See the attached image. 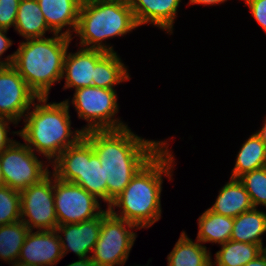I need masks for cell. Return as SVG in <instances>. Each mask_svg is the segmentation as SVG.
Here are the masks:
<instances>
[{
  "label": "cell",
  "instance_id": "cell-27",
  "mask_svg": "<svg viewBox=\"0 0 266 266\" xmlns=\"http://www.w3.org/2000/svg\"><path fill=\"white\" fill-rule=\"evenodd\" d=\"M238 179L248 192L253 207L266 209V166L247 172Z\"/></svg>",
  "mask_w": 266,
  "mask_h": 266
},
{
  "label": "cell",
  "instance_id": "cell-26",
  "mask_svg": "<svg viewBox=\"0 0 266 266\" xmlns=\"http://www.w3.org/2000/svg\"><path fill=\"white\" fill-rule=\"evenodd\" d=\"M29 231L21 220L0 225V261L9 266L18 262L21 247Z\"/></svg>",
  "mask_w": 266,
  "mask_h": 266
},
{
  "label": "cell",
  "instance_id": "cell-5",
  "mask_svg": "<svg viewBox=\"0 0 266 266\" xmlns=\"http://www.w3.org/2000/svg\"><path fill=\"white\" fill-rule=\"evenodd\" d=\"M139 26L128 0H83L72 40L87 49L116 52L108 39L125 37Z\"/></svg>",
  "mask_w": 266,
  "mask_h": 266
},
{
  "label": "cell",
  "instance_id": "cell-16",
  "mask_svg": "<svg viewBox=\"0 0 266 266\" xmlns=\"http://www.w3.org/2000/svg\"><path fill=\"white\" fill-rule=\"evenodd\" d=\"M75 52L68 49L63 67V91H72L83 87L92 86L95 74V64L107 53L98 49H87L77 46Z\"/></svg>",
  "mask_w": 266,
  "mask_h": 266
},
{
  "label": "cell",
  "instance_id": "cell-23",
  "mask_svg": "<svg viewBox=\"0 0 266 266\" xmlns=\"http://www.w3.org/2000/svg\"><path fill=\"white\" fill-rule=\"evenodd\" d=\"M126 66L117 52H107L96 64L92 86L115 89L117 85L131 80Z\"/></svg>",
  "mask_w": 266,
  "mask_h": 266
},
{
  "label": "cell",
  "instance_id": "cell-31",
  "mask_svg": "<svg viewBox=\"0 0 266 266\" xmlns=\"http://www.w3.org/2000/svg\"><path fill=\"white\" fill-rule=\"evenodd\" d=\"M13 124L15 127H17V123L14 121L0 117V153L5 150L7 147H9L14 141L15 138H10L9 135H17L18 136V130L10 132L11 128L10 125ZM9 132V133H8ZM9 134V135H8Z\"/></svg>",
  "mask_w": 266,
  "mask_h": 266
},
{
  "label": "cell",
  "instance_id": "cell-11",
  "mask_svg": "<svg viewBox=\"0 0 266 266\" xmlns=\"http://www.w3.org/2000/svg\"><path fill=\"white\" fill-rule=\"evenodd\" d=\"M54 203L58 225L80 223L99 216L102 203L80 185L54 176Z\"/></svg>",
  "mask_w": 266,
  "mask_h": 266
},
{
  "label": "cell",
  "instance_id": "cell-25",
  "mask_svg": "<svg viewBox=\"0 0 266 266\" xmlns=\"http://www.w3.org/2000/svg\"><path fill=\"white\" fill-rule=\"evenodd\" d=\"M220 250L211 258L213 266H245L260 255L261 245L229 240L219 245Z\"/></svg>",
  "mask_w": 266,
  "mask_h": 266
},
{
  "label": "cell",
  "instance_id": "cell-18",
  "mask_svg": "<svg viewBox=\"0 0 266 266\" xmlns=\"http://www.w3.org/2000/svg\"><path fill=\"white\" fill-rule=\"evenodd\" d=\"M248 192L238 178H229L218 191L215 202L208 209L216 214L235 218L253 209Z\"/></svg>",
  "mask_w": 266,
  "mask_h": 266
},
{
  "label": "cell",
  "instance_id": "cell-14",
  "mask_svg": "<svg viewBox=\"0 0 266 266\" xmlns=\"http://www.w3.org/2000/svg\"><path fill=\"white\" fill-rule=\"evenodd\" d=\"M63 258L56 230H30L21 247L18 262L33 266H56Z\"/></svg>",
  "mask_w": 266,
  "mask_h": 266
},
{
  "label": "cell",
  "instance_id": "cell-4",
  "mask_svg": "<svg viewBox=\"0 0 266 266\" xmlns=\"http://www.w3.org/2000/svg\"><path fill=\"white\" fill-rule=\"evenodd\" d=\"M72 38L52 34L20 40L12 63L38 97H50L52 86L61 84L64 59Z\"/></svg>",
  "mask_w": 266,
  "mask_h": 266
},
{
  "label": "cell",
  "instance_id": "cell-24",
  "mask_svg": "<svg viewBox=\"0 0 266 266\" xmlns=\"http://www.w3.org/2000/svg\"><path fill=\"white\" fill-rule=\"evenodd\" d=\"M266 166V146L256 132L242 143L236 154L235 165L230 172L231 178Z\"/></svg>",
  "mask_w": 266,
  "mask_h": 266
},
{
  "label": "cell",
  "instance_id": "cell-29",
  "mask_svg": "<svg viewBox=\"0 0 266 266\" xmlns=\"http://www.w3.org/2000/svg\"><path fill=\"white\" fill-rule=\"evenodd\" d=\"M20 0H0V28H14Z\"/></svg>",
  "mask_w": 266,
  "mask_h": 266
},
{
  "label": "cell",
  "instance_id": "cell-38",
  "mask_svg": "<svg viewBox=\"0 0 266 266\" xmlns=\"http://www.w3.org/2000/svg\"><path fill=\"white\" fill-rule=\"evenodd\" d=\"M10 266H33V265H26V264H23V263H20V262H16Z\"/></svg>",
  "mask_w": 266,
  "mask_h": 266
},
{
  "label": "cell",
  "instance_id": "cell-34",
  "mask_svg": "<svg viewBox=\"0 0 266 266\" xmlns=\"http://www.w3.org/2000/svg\"><path fill=\"white\" fill-rule=\"evenodd\" d=\"M245 266H266V254L262 252L255 259L248 262Z\"/></svg>",
  "mask_w": 266,
  "mask_h": 266
},
{
  "label": "cell",
  "instance_id": "cell-35",
  "mask_svg": "<svg viewBox=\"0 0 266 266\" xmlns=\"http://www.w3.org/2000/svg\"><path fill=\"white\" fill-rule=\"evenodd\" d=\"M66 266H96L90 257L79 258L77 261L69 263Z\"/></svg>",
  "mask_w": 266,
  "mask_h": 266
},
{
  "label": "cell",
  "instance_id": "cell-15",
  "mask_svg": "<svg viewBox=\"0 0 266 266\" xmlns=\"http://www.w3.org/2000/svg\"><path fill=\"white\" fill-rule=\"evenodd\" d=\"M137 25H152L173 35L182 0H128Z\"/></svg>",
  "mask_w": 266,
  "mask_h": 266
},
{
  "label": "cell",
  "instance_id": "cell-36",
  "mask_svg": "<svg viewBox=\"0 0 266 266\" xmlns=\"http://www.w3.org/2000/svg\"><path fill=\"white\" fill-rule=\"evenodd\" d=\"M261 128L256 130L255 132L257 135L260 137L261 141L265 144L266 146V116L264 117V120L262 121V126Z\"/></svg>",
  "mask_w": 266,
  "mask_h": 266
},
{
  "label": "cell",
  "instance_id": "cell-30",
  "mask_svg": "<svg viewBox=\"0 0 266 266\" xmlns=\"http://www.w3.org/2000/svg\"><path fill=\"white\" fill-rule=\"evenodd\" d=\"M248 7L251 16L266 33V0H242Z\"/></svg>",
  "mask_w": 266,
  "mask_h": 266
},
{
  "label": "cell",
  "instance_id": "cell-28",
  "mask_svg": "<svg viewBox=\"0 0 266 266\" xmlns=\"http://www.w3.org/2000/svg\"><path fill=\"white\" fill-rule=\"evenodd\" d=\"M20 191L0 187V225L20 221Z\"/></svg>",
  "mask_w": 266,
  "mask_h": 266
},
{
  "label": "cell",
  "instance_id": "cell-37",
  "mask_svg": "<svg viewBox=\"0 0 266 266\" xmlns=\"http://www.w3.org/2000/svg\"><path fill=\"white\" fill-rule=\"evenodd\" d=\"M4 186V179H3V172L1 168V162H0V187Z\"/></svg>",
  "mask_w": 266,
  "mask_h": 266
},
{
  "label": "cell",
  "instance_id": "cell-40",
  "mask_svg": "<svg viewBox=\"0 0 266 266\" xmlns=\"http://www.w3.org/2000/svg\"><path fill=\"white\" fill-rule=\"evenodd\" d=\"M262 250L266 254V246L265 245L263 246Z\"/></svg>",
  "mask_w": 266,
  "mask_h": 266
},
{
  "label": "cell",
  "instance_id": "cell-22",
  "mask_svg": "<svg viewBox=\"0 0 266 266\" xmlns=\"http://www.w3.org/2000/svg\"><path fill=\"white\" fill-rule=\"evenodd\" d=\"M266 234V212L253 208L234 218L230 240L256 245H265L263 235Z\"/></svg>",
  "mask_w": 266,
  "mask_h": 266
},
{
  "label": "cell",
  "instance_id": "cell-20",
  "mask_svg": "<svg viewBox=\"0 0 266 266\" xmlns=\"http://www.w3.org/2000/svg\"><path fill=\"white\" fill-rule=\"evenodd\" d=\"M14 30L24 40L43 38L47 33L54 34L48 27L37 0H20Z\"/></svg>",
  "mask_w": 266,
  "mask_h": 266
},
{
  "label": "cell",
  "instance_id": "cell-12",
  "mask_svg": "<svg viewBox=\"0 0 266 266\" xmlns=\"http://www.w3.org/2000/svg\"><path fill=\"white\" fill-rule=\"evenodd\" d=\"M38 98L12 65L0 67V117L18 125Z\"/></svg>",
  "mask_w": 266,
  "mask_h": 266
},
{
  "label": "cell",
  "instance_id": "cell-32",
  "mask_svg": "<svg viewBox=\"0 0 266 266\" xmlns=\"http://www.w3.org/2000/svg\"><path fill=\"white\" fill-rule=\"evenodd\" d=\"M8 31L9 30L7 29L0 28V64L2 66L12 65L15 57L14 51L3 58V55L7 52L8 48L14 44L13 40L7 36Z\"/></svg>",
  "mask_w": 266,
  "mask_h": 266
},
{
  "label": "cell",
  "instance_id": "cell-19",
  "mask_svg": "<svg viewBox=\"0 0 266 266\" xmlns=\"http://www.w3.org/2000/svg\"><path fill=\"white\" fill-rule=\"evenodd\" d=\"M210 249L198 240H192L186 231L182 230L179 239L166 257L167 266H210L212 264Z\"/></svg>",
  "mask_w": 266,
  "mask_h": 266
},
{
  "label": "cell",
  "instance_id": "cell-2",
  "mask_svg": "<svg viewBox=\"0 0 266 266\" xmlns=\"http://www.w3.org/2000/svg\"><path fill=\"white\" fill-rule=\"evenodd\" d=\"M169 147L168 142L136 173L123 192L107 207L111 214L140 230L150 229L162 218V185L164 178L174 179L173 172L177 165L174 151Z\"/></svg>",
  "mask_w": 266,
  "mask_h": 266
},
{
  "label": "cell",
  "instance_id": "cell-21",
  "mask_svg": "<svg viewBox=\"0 0 266 266\" xmlns=\"http://www.w3.org/2000/svg\"><path fill=\"white\" fill-rule=\"evenodd\" d=\"M234 218L216 214L208 208L197 219L196 240L205 247L206 243L218 246L230 240Z\"/></svg>",
  "mask_w": 266,
  "mask_h": 266
},
{
  "label": "cell",
  "instance_id": "cell-10",
  "mask_svg": "<svg viewBox=\"0 0 266 266\" xmlns=\"http://www.w3.org/2000/svg\"><path fill=\"white\" fill-rule=\"evenodd\" d=\"M20 220L29 230H56L54 175L20 191Z\"/></svg>",
  "mask_w": 266,
  "mask_h": 266
},
{
  "label": "cell",
  "instance_id": "cell-6",
  "mask_svg": "<svg viewBox=\"0 0 266 266\" xmlns=\"http://www.w3.org/2000/svg\"><path fill=\"white\" fill-rule=\"evenodd\" d=\"M51 173L58 179L80 185L107 208V182L101 161L92 145L82 137L65 149L52 163Z\"/></svg>",
  "mask_w": 266,
  "mask_h": 266
},
{
  "label": "cell",
  "instance_id": "cell-7",
  "mask_svg": "<svg viewBox=\"0 0 266 266\" xmlns=\"http://www.w3.org/2000/svg\"><path fill=\"white\" fill-rule=\"evenodd\" d=\"M63 100L70 108H74L78 120L86 121L81 127L85 133L92 130L121 129L128 124L118 115L120 104L116 89L95 86L83 87L74 91L73 98Z\"/></svg>",
  "mask_w": 266,
  "mask_h": 266
},
{
  "label": "cell",
  "instance_id": "cell-33",
  "mask_svg": "<svg viewBox=\"0 0 266 266\" xmlns=\"http://www.w3.org/2000/svg\"><path fill=\"white\" fill-rule=\"evenodd\" d=\"M189 2L187 3L186 6L190 5H202V6H216L220 4H224L228 0H188Z\"/></svg>",
  "mask_w": 266,
  "mask_h": 266
},
{
  "label": "cell",
  "instance_id": "cell-3",
  "mask_svg": "<svg viewBox=\"0 0 266 266\" xmlns=\"http://www.w3.org/2000/svg\"><path fill=\"white\" fill-rule=\"evenodd\" d=\"M49 97H39L23 118L19 138L37 155L50 164L68 147L83 136L80 128H73L70 108L64 101L48 102Z\"/></svg>",
  "mask_w": 266,
  "mask_h": 266
},
{
  "label": "cell",
  "instance_id": "cell-8",
  "mask_svg": "<svg viewBox=\"0 0 266 266\" xmlns=\"http://www.w3.org/2000/svg\"><path fill=\"white\" fill-rule=\"evenodd\" d=\"M140 229L110 212L102 219L99 238L90 259L96 266H122L129 259ZM136 231V232H135Z\"/></svg>",
  "mask_w": 266,
  "mask_h": 266
},
{
  "label": "cell",
  "instance_id": "cell-9",
  "mask_svg": "<svg viewBox=\"0 0 266 266\" xmlns=\"http://www.w3.org/2000/svg\"><path fill=\"white\" fill-rule=\"evenodd\" d=\"M0 162L4 185L17 191L39 183L51 173L47 160L17 140L0 153Z\"/></svg>",
  "mask_w": 266,
  "mask_h": 266
},
{
  "label": "cell",
  "instance_id": "cell-13",
  "mask_svg": "<svg viewBox=\"0 0 266 266\" xmlns=\"http://www.w3.org/2000/svg\"><path fill=\"white\" fill-rule=\"evenodd\" d=\"M109 213L108 208L97 217L80 223L57 225L63 257L73 252L78 259L90 257L99 238L102 219Z\"/></svg>",
  "mask_w": 266,
  "mask_h": 266
},
{
  "label": "cell",
  "instance_id": "cell-1",
  "mask_svg": "<svg viewBox=\"0 0 266 266\" xmlns=\"http://www.w3.org/2000/svg\"><path fill=\"white\" fill-rule=\"evenodd\" d=\"M101 161L107 182V207L171 139H146L129 126L112 130H92L83 136ZM169 139V140H168Z\"/></svg>",
  "mask_w": 266,
  "mask_h": 266
},
{
  "label": "cell",
  "instance_id": "cell-17",
  "mask_svg": "<svg viewBox=\"0 0 266 266\" xmlns=\"http://www.w3.org/2000/svg\"><path fill=\"white\" fill-rule=\"evenodd\" d=\"M83 0H37L48 27L55 33L73 36ZM65 28V29H64Z\"/></svg>",
  "mask_w": 266,
  "mask_h": 266
},
{
  "label": "cell",
  "instance_id": "cell-39",
  "mask_svg": "<svg viewBox=\"0 0 266 266\" xmlns=\"http://www.w3.org/2000/svg\"><path fill=\"white\" fill-rule=\"evenodd\" d=\"M151 260H152V259H149L147 265L145 264V265H142V266H149V263L151 262ZM122 266H124V265H122ZM131 266H132V265H131ZM133 266H134V265H133ZM135 266H141V265L137 264V265H135Z\"/></svg>",
  "mask_w": 266,
  "mask_h": 266
}]
</instances>
